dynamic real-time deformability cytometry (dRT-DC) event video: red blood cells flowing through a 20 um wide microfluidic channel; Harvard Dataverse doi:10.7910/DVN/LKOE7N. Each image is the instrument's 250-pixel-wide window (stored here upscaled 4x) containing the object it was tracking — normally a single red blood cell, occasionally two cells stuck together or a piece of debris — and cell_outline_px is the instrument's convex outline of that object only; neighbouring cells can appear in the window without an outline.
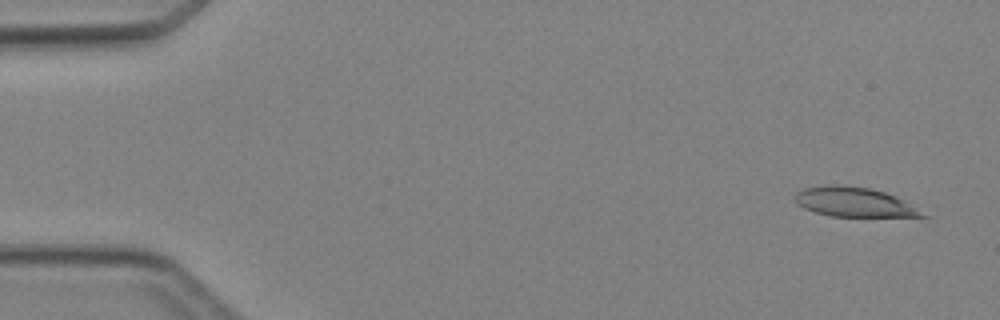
{"species": "Egyptian fruit bat (a non-hibernating species)", "species_latin": "Rousettus aegyptiacus", "temperature_condition": "cold", "stored_images_in_passage": 5, "camera_frame_rate_fps": 3000, "um_per_image_px": 0.085, "animal": {"sex": "female"}, "frame": {"image": 1, "passage_image": 1, "time_ms": 0.0, "image_size_px": [1000, 320], "cell_outline_px": [[932, 216], [832, 216], [816, 212], [804, 208], [796, 204], [796, 192], [804, 188], [824, 184], [840, 184], [868, 188], [884, 192], [896, 196], [904, 200]], "centroid_in_image_um": [72.6, 17.16], "position_along_channel_um": 12.4, "area_um2": 21.85}}
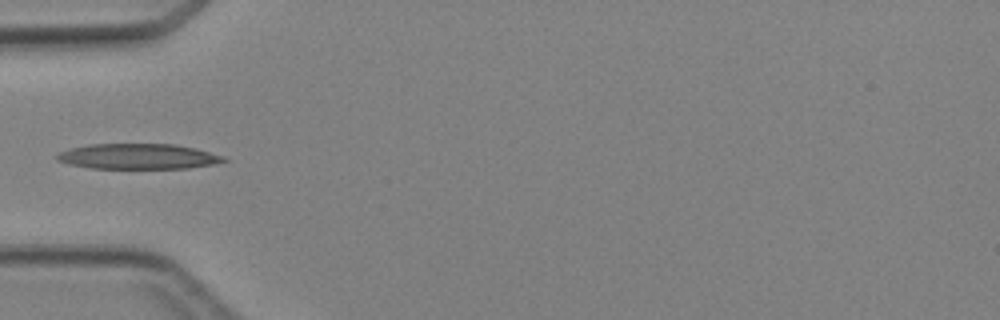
{"frame": {"image": 2, "passage_image": 4, "time_ms": 4.333, "image_size_px": [1000, 320], "cell_outline_px": [[228, 160], [212, 164], [188, 168], [88, 168], [68, 164], [56, 160], [56, 156], [60, 152], [68, 148], [88, 144], [176, 144], [196, 148], [224, 156]], "centroid_in_image_um": [11.71, 13.29], "position_along_channel_um": 73.3, "area_um2": 24.74}}
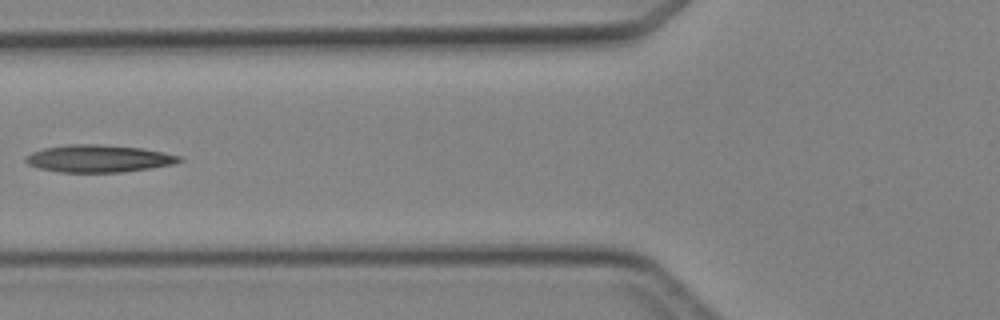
{"frame": {"image": 3, "passage_image": 5, "time_ms": 5.333, "image_size_px": [1000, 320], "cell_outline_px": [[184, 160], [172, 164], [148, 168], [120, 172], [60, 172], [40, 168], [28, 164], [24, 160], [24, 156], [32, 152], [44, 148], [68, 144], [100, 144], [144, 148], [164, 152], [180, 156]], "centroid_in_image_um": [8.36, 13.46], "position_along_channel_um": 117.4, "area_um2": 24.45}}